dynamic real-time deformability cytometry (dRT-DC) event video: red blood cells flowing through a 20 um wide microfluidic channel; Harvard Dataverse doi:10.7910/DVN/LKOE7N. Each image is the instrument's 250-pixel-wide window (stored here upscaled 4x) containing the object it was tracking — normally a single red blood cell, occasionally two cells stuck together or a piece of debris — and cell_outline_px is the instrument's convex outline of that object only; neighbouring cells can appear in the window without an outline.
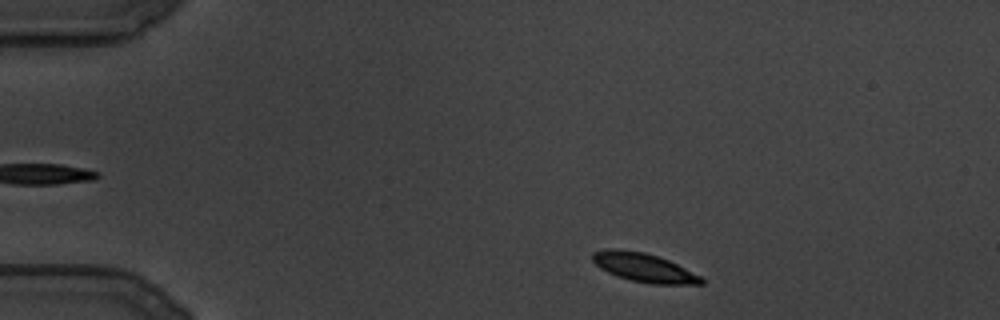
{"species": "common noctule bat (a hibernating species)", "species_latin": "Nyctalus noctula", "temperature_condition": "cold", "stored_images_in_passage": 107, "camera_frame_rate_fps": 3000, "um_per_image_px": 0.085, "animal": {"sex": "male", "body_mass_g": 19.5, "forearm_length_mm": 54.6}, "frame": {"image": 1, "passage_image": 7, "time_ms": 2.0, "image_size_px": [1000, 320], "cell_outline_px": [[704, 284], [652, 284], [632, 280], [616, 276], [600, 268], [592, 260], [592, 252], [608, 248], [620, 248], [644, 252], [668, 260], [700, 276], [704, 280]], "centroid_in_image_um": [54.69, 22.73], "position_along_channel_um": 30.3, "area_um2": 18.15}}
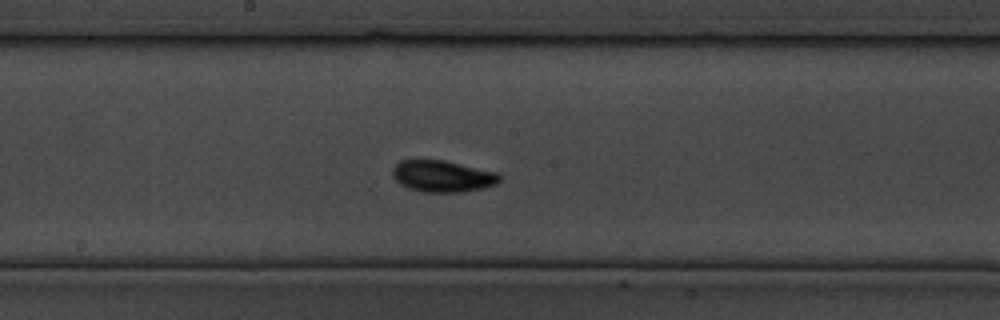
{"frame": {"image": 2, "passage_image": 51, "time_ms": 16.667, "image_size_px": [1000, 320], "cell_outline_px": [[500, 180], [496, 184], [484, 188], [464, 192], [420, 192], [408, 188], [400, 184], [392, 176], [392, 168], [400, 160], [444, 160], [496, 172], [500, 176]], "centroid_in_image_um": [37.59, 14.99], "position_along_channel_um": 210.6, "area_um2": 19.77}}
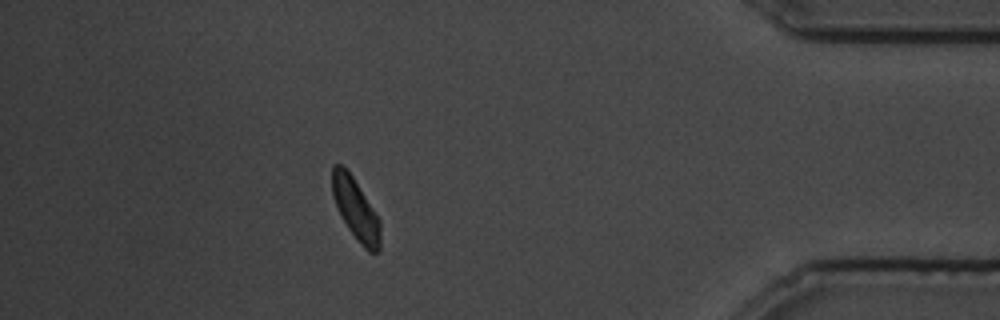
{"frame": {"image": 3, "passage_image": 93, "time_ms": 30.667, "image_size_px": [1000, 320], "cell_outline_px": [[380, 252], [368, 252], [356, 240], [348, 228], [332, 196], [332, 164], [340, 164], [352, 176], [380, 220]], "centroid_in_image_um": [30.24, 17.82], "position_along_channel_um": 405.0, "area_um2": 16.94}}